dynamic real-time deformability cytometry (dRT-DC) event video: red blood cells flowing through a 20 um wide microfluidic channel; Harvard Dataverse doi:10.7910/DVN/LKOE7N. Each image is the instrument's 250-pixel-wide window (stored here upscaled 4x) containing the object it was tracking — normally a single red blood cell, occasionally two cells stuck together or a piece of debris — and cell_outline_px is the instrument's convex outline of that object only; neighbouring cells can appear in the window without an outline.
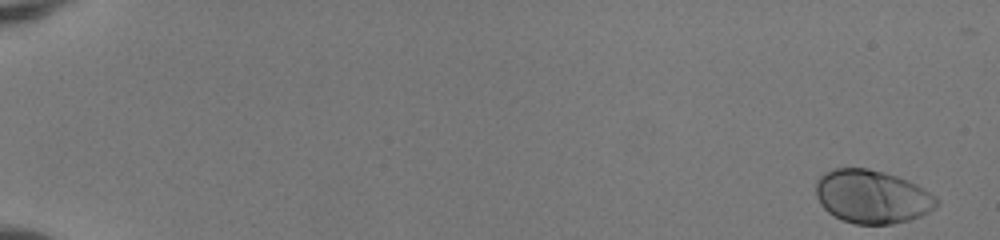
{"species": "human", "species_latin": "Homo sapiens", "temperature_condition": "room temperature", "stored_images_in_passage": 52, "camera_frame_rate_fps": 3000, "um_per_image_px": 0.085, "donor": {"sex": "female"}, "frame": {"image": 1, "passage_image": 1, "time_ms": 0.0, "image_size_px": [1000, 240], "cell_outline_px": [[940, 204], [936, 208], [920, 216], [908, 220], [892, 224], [856, 224], [832, 216], [820, 204], [816, 196], [816, 180], [824, 172], [832, 168], [868, 168], [884, 172], [908, 180], [924, 188], [936, 196], [940, 200]], "centroid_in_image_um": [74.13, 16.71], "position_along_channel_um": 10.9, "area_um2": 37.92}}
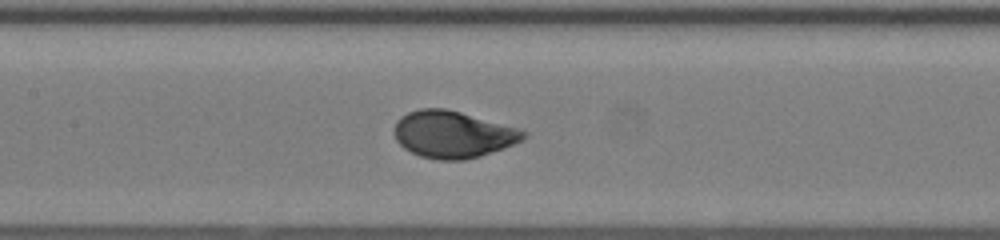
{"frame": {"image": 2, "passage_image": 27, "time_ms": 8.667, "image_size_px": [1000, 240], "cell_outline_px": [[528, 136], [524, 140], [480, 156], [464, 160], [440, 160], [420, 156], [404, 148], [396, 140], [392, 132], [396, 120], [400, 116], [408, 112], [420, 108], [444, 108], [460, 112], [516, 128], [528, 132]], "centroid_in_image_um": [38.45, 11.42], "position_along_channel_um": 169.0, "area_um2": 35.26}}
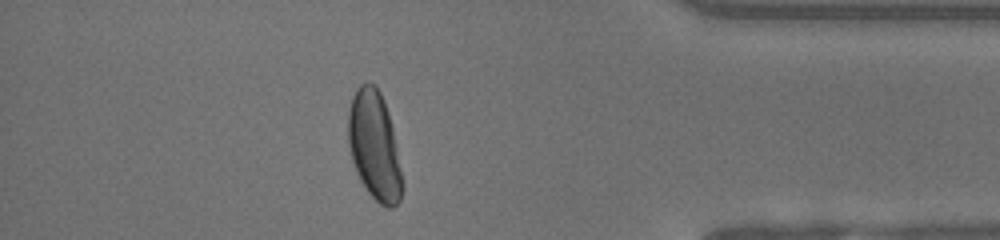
{"frame": {"image": 3, "passage_image": 46, "time_ms": 15.0, "image_size_px": [1000, 240], "cell_outline_px": [[404, 184], [400, 200], [392, 208], [388, 208], [380, 204], [368, 192], [360, 180], [356, 172], [352, 160], [348, 144], [348, 112], [352, 96], [360, 84], [376, 84], [384, 100], [392, 124]], "centroid_in_image_um": [31.83, 12.4], "position_along_channel_um": 403.4, "area_um2": 34.39}, "authors_computed_cell_mechanics": {"area_um2": 35.4603, "velocity_mm_per_s": 4.0839, "shape_relaxation_time_tau1_ms": 2.7384, "shape_relaxation_time_tau2_ms": null, "deformation_change_tau1": 0.1755, "deformation_change_tau2": null}}